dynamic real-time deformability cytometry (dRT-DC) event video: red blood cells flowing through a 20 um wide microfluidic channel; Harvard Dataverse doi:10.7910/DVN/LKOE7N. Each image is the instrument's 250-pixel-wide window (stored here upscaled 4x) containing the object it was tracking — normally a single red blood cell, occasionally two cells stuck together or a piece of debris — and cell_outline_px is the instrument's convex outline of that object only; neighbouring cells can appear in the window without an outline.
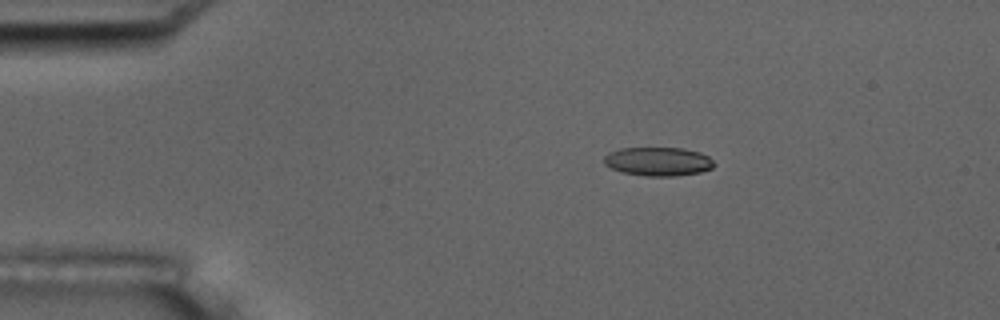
{"species": "common noctule bat (a hibernating species)", "species_latin": "Nyctalus noctula", "temperature_condition": "room temperature", "stored_images_in_passage": 5, "camera_frame_rate_fps": 3000, "um_per_image_px": 0.085, "animal": {"sex": "male", "body_mass_g": 17.5, "forearm_length_mm": 52.3}, "frame": {"image": 1, "passage_image": 3, "time_ms": 2.333, "image_size_px": [1000, 320], "cell_outline_px": [[716, 164], [712, 168], [700, 172], [676, 176], [644, 176], [624, 172], [612, 168], [604, 164], [604, 156], [608, 152], [620, 148], [684, 148], [700, 152], [708, 156]], "centroid_in_image_um": [55.95, 13.72], "position_along_channel_um": 29.0, "area_um2": 18.5}}